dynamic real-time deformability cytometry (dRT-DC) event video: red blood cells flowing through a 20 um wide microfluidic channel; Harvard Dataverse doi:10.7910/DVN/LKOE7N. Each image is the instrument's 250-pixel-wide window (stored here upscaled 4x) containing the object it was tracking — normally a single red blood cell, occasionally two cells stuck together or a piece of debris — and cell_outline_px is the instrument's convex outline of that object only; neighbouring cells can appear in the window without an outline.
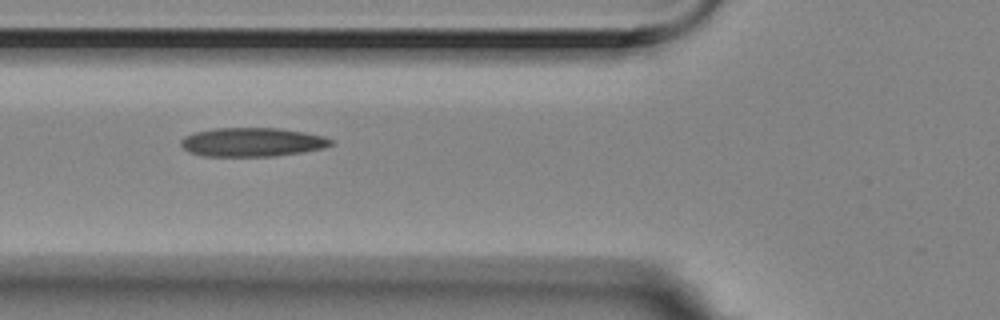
{"species": "Egyptian fruit bat (a non-hibernating species)", "species_latin": "Rousettus aegyptiacus", "temperature_condition": "room temperature", "stored_images_in_passage": 6, "camera_frame_rate_fps": 3000, "um_per_image_px": 0.085, "animal": {"sex": "female"}, "frame": {"image": 1, "passage_image": 4, "time_ms": 1.0, "image_size_px": [1000, 320], "cell_outline_px": [[332, 144], [324, 148], [304, 152], [272, 156], [204, 156], [188, 152], [180, 144], [180, 140], [184, 136], [192, 132], [212, 128], [280, 128], [304, 132], [324, 136], [332, 140]], "centroid_in_image_um": [21.4, 12.07], "position_along_channel_um": 104.4, "area_um2": 25.43}}
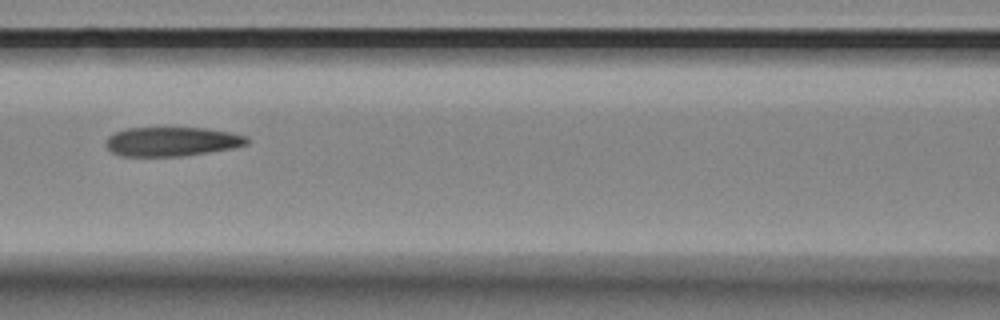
{"frame": {"image": 2, "passage_image": 5, "time_ms": 1.333, "image_size_px": [1000, 320], "cell_outline_px": [[248, 144], [232, 148], [184, 156], [120, 156], [112, 152], [104, 144], [104, 140], [108, 136], [116, 132], [128, 128], [204, 128], [228, 132], [248, 136]], "centroid_in_image_um": [14.57, 12.04], "position_along_channel_um": 152.0, "area_um2": 23.99}}
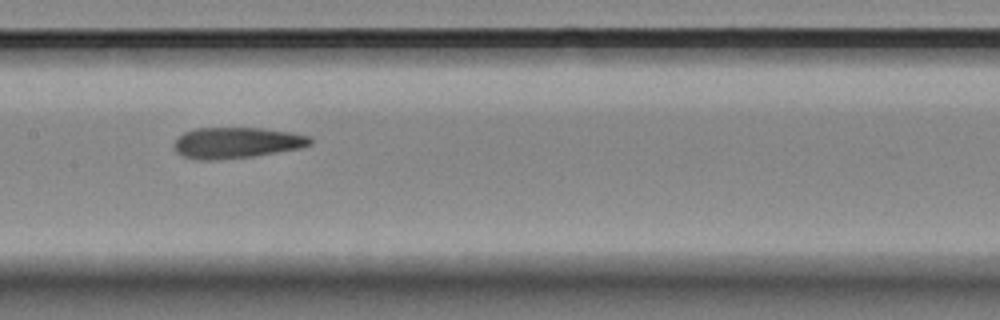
{"frame": {"image": 3, "passage_image": 6, "time_ms": 1.667, "image_size_px": [1000, 320], "cell_outline_px": [[312, 144], [300, 148], [252, 156], [216, 160], [196, 160], [180, 156], [176, 152], [172, 144], [184, 132], [196, 128], [264, 128], [292, 132], [312, 136]], "centroid_in_image_um": [20.1, 12.13], "position_along_channel_um": 187.3, "area_um2": 24.8}}